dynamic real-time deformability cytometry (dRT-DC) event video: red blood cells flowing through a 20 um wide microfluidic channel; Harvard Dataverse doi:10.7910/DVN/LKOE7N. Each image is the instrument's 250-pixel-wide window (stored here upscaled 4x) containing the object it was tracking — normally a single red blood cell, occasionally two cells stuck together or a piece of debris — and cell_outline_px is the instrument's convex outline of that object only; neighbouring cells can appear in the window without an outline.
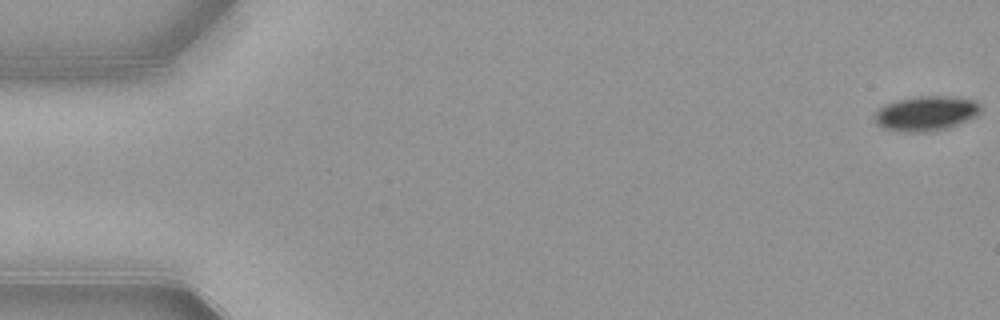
{"species": "common noctule bat (a hibernating species)", "species_latin": "Nyctalus noctula", "temperature_condition": "warm", "stored_images_in_passage": 54, "camera_frame_rate_fps": 3000, "um_per_image_px": 0.085, "animal": {"sex": "female", "body_mass_g": 21.9}, "frame": {"image": 1, "passage_image": 1, "time_ms": 0.0, "image_size_px": [1000, 320], "cell_outline_px": [[980, 112], [976, 116], [968, 120], [948, 128], [932, 132], [896, 132], [880, 128], [872, 120], [872, 116], [884, 104], [896, 100], [916, 96], [948, 96], [976, 100], [980, 104]], "centroid_in_image_um": [78.65, 9.66], "position_along_channel_um": 6.3, "area_um2": 22.08}}
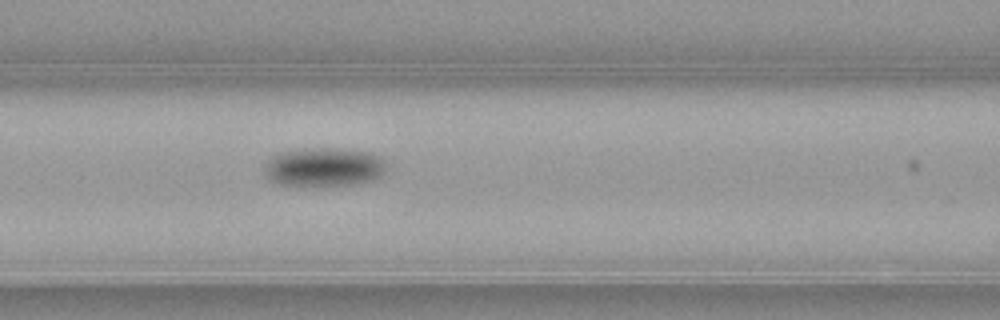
{"frame": {"image": 2, "passage_image": 23, "time_ms": 7.333, "image_size_px": [1000, 320], "cell_outline_px": [[388, 168], [380, 176], [372, 180], [356, 184], [304, 188], [280, 184], [272, 180], [264, 172], [264, 164], [276, 152], [304, 148], [336, 148], [372, 152], [380, 156], [388, 164]], "centroid_in_image_um": [27.54, 14.21], "position_along_channel_um": 139.1, "area_um2": 28.67}}
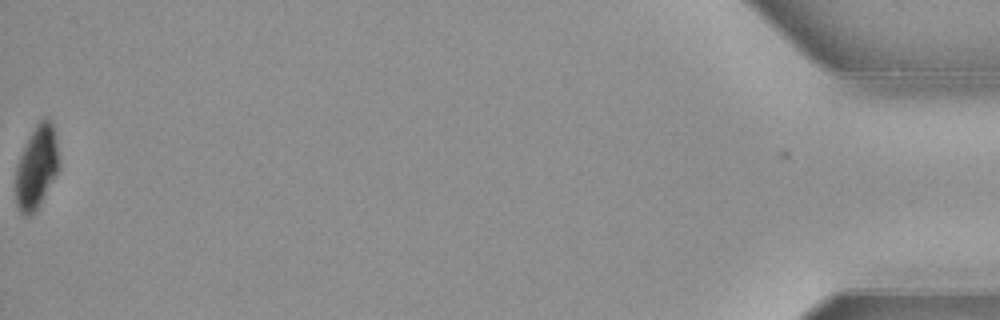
{"frame": {"image": 3, "passage_image": 54, "time_ms": 17.667, "image_size_px": [1000, 320], "cell_outline_px": [[60, 160], [56, 172], [36, 212], [28, 216], [24, 216], [20, 212], [16, 204], [16, 168], [20, 156], [36, 124], [44, 116], [52, 120], [56, 136]], "centroid_in_image_um": [3.12, 14.2], "position_along_channel_um": 432.1, "area_um2": 20.75}, "authors_computed_cell_mechanics": {"area_um2": 24.0448, "velocity_mm_per_s": 3.8789, "shape_relaxation_time_tau1_ms": 2.4086, "shape_relaxation_time_tau2_ms": null, "deformation_change_tau1": 0.1095, "deformation_change_tau2": null}}